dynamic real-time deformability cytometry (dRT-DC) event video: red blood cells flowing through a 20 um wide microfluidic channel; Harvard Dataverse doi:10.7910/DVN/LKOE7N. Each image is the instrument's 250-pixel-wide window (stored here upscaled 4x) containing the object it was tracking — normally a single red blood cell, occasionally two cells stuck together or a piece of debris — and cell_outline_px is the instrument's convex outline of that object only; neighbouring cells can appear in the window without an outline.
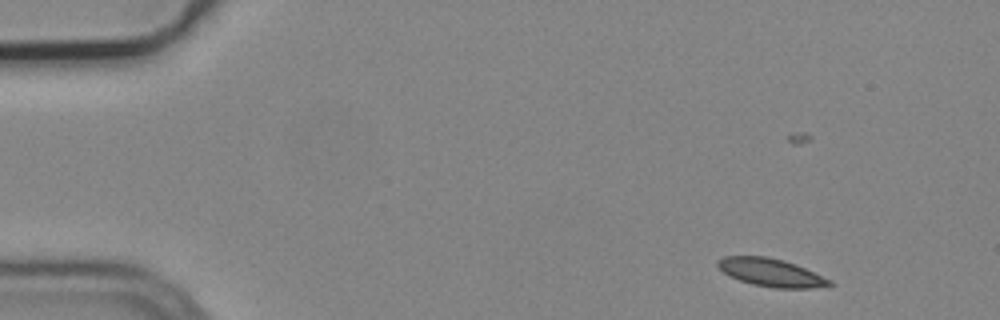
{"species": "common noctule bat (a hibernating species)", "species_latin": "Nyctalus noctula", "temperature_condition": "cold", "stored_images_in_passage": 3, "camera_frame_rate_fps": 3000, "um_per_image_px": 0.085, "animal": {"sex": "male", "body_mass_g": 19.2, "forearm_length_mm": 51.8}, "frame": {"image": 1, "passage_image": 1, "time_ms": 0.0, "image_size_px": [1000, 320], "cell_outline_px": [[836, 284], [812, 288], [776, 288], [752, 284], [740, 280], [724, 272], [716, 264], [716, 260], [724, 256], [768, 256], [784, 260], [796, 264], [832, 280]], "centroid_in_image_um": [65.56, 23.15], "position_along_channel_um": 19.4, "area_um2": 18.21}}